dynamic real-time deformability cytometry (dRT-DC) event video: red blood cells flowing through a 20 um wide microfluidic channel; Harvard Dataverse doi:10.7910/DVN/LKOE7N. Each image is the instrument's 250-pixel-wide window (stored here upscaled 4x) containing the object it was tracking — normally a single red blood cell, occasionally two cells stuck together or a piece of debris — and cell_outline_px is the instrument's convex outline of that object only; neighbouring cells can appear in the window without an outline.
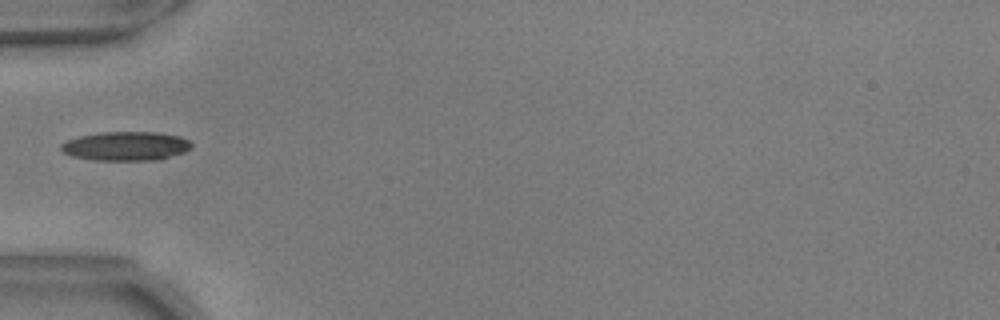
{"species": "common noctule bat (a hibernating species)", "species_latin": "Nyctalus noctula", "temperature_condition": "warm", "stored_images_in_passage": 37, "camera_frame_rate_fps": 3000, "um_per_image_px": 0.085, "animal": {"sex": "male", "body_mass_g": 17.9, "forearm_length_mm": 54.2}, "frame": {"image": 1, "passage_image": 1, "time_ms": 0.0, "image_size_px": [1000, 320], "cell_outline_px": [[192, 148], [184, 152], [160, 160], [96, 160], [72, 156], [64, 152], [60, 148], [60, 144], [68, 140], [80, 136], [104, 132], [156, 132], [180, 136], [188, 140], [192, 144]], "centroid_in_image_um": [10.73, 12.42], "position_along_channel_um": 74.3, "area_um2": 22.02}}
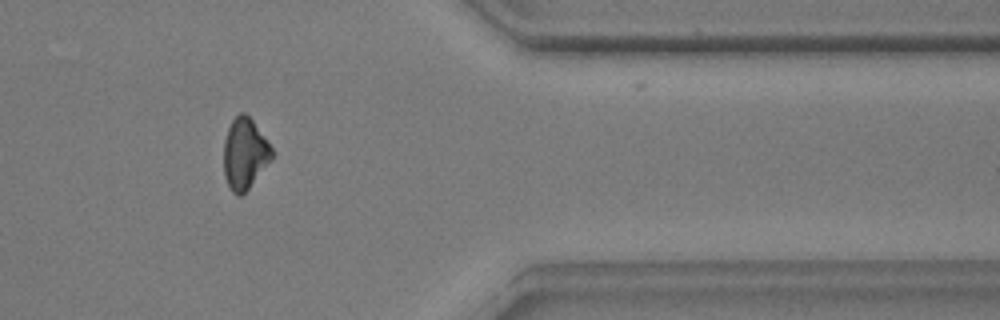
{"frame": {"image": 2, "passage_image": 28, "time_ms": 9.0, "image_size_px": [1000, 320], "cell_outline_px": [[272, 160], [248, 188], [240, 196], [236, 196], [232, 192], [224, 176], [224, 140], [228, 128], [232, 120], [240, 112], [244, 112], [252, 120], [268, 140], [272, 148]], "centroid_in_image_um": [20.8, 13.06], "position_along_channel_um": 390.6, "area_um2": 19.88}}
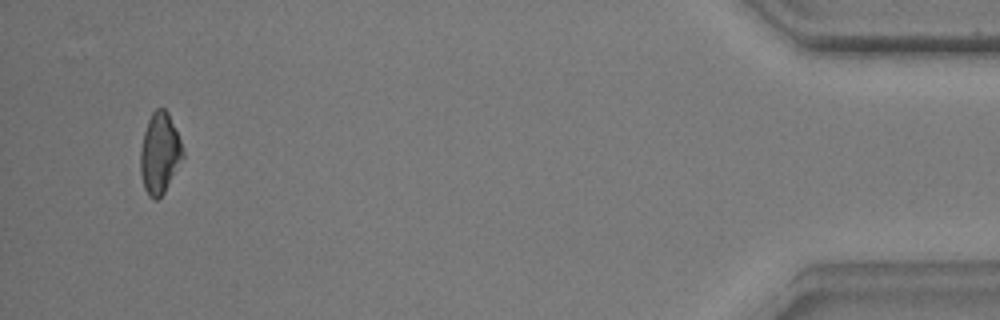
{"frame": {"image": 3, "passage_image": 35, "time_ms": 11.333, "image_size_px": [1000, 320], "cell_outline_px": [[184, 156], [164, 192], [156, 200], [152, 200], [148, 196], [144, 188], [140, 172], [140, 148], [144, 132], [148, 120], [152, 112], [156, 108], [164, 108], [168, 112], [180, 140], [184, 152]], "centroid_in_image_um": [13.55, 13.03], "position_along_channel_um": 421.6, "area_um2": 19.94}, "authors_computed_cell_mechanics": {"area_um2": 20.4612, "velocity_mm_per_s": 3.6939, "shape_relaxation_time_tau1_ms": 5.0916, "shape_relaxation_time_tau2_ms": 4.698, "deformation_change_tau1": 0.1355, "deformation_change_tau2": 0.1065}}